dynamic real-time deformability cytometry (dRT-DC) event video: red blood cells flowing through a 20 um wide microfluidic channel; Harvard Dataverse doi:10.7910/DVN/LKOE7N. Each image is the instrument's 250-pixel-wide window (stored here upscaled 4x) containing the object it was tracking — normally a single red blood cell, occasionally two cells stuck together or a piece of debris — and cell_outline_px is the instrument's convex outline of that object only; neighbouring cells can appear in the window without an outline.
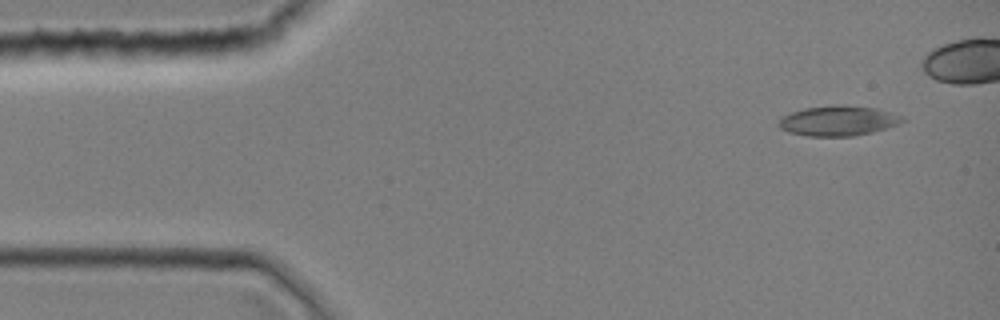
{"species": "common noctule bat (a hibernating species)", "species_latin": "Nyctalus noctula", "temperature_condition": "room temperature", "stored_images_in_passage": 1, "camera_frame_rate_fps": 3000, "um_per_image_px": 0.085, "animal": {"sex": "female", "body_mass_g": 19.0, "forearm_length_mm": 51.5}, "frame": {"image": 1, "passage_image": 1, "time_ms": 0.0, "image_size_px": [1000, 320], "cell_outline_px": [[908, 120], [888, 128], [872, 132], [852, 136], [808, 136], [788, 132], [780, 128], [776, 124], [776, 120], [792, 112], [804, 108], [836, 104], [876, 108], [904, 116]], "centroid_in_image_um": [71.25, 10.26], "position_along_channel_um": 13.7, "area_um2": 21.91}}